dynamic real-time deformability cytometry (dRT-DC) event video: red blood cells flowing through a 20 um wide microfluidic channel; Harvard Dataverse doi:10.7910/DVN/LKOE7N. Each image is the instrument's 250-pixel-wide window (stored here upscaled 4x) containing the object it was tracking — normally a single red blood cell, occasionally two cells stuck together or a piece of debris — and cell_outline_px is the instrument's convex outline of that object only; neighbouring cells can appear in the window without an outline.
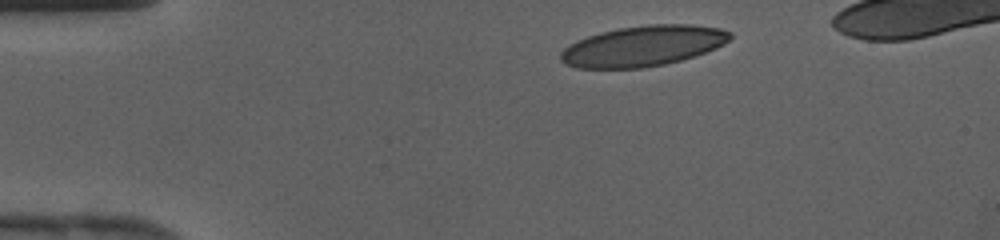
{"species": "human", "species_latin": "Homo sapiens", "temperature_condition": "cold", "stored_images_in_passage": 29, "camera_frame_rate_fps": 3000, "um_per_image_px": 0.085, "donor": {"sex": "female"}, "frame": {"image": 1, "passage_image": 1, "time_ms": 0.0, "image_size_px": [1000, 240], "cell_outline_px": [[732, 36], [724, 44], [716, 48], [680, 60], [664, 64], [644, 68], [576, 68], [564, 64], [560, 60], [560, 52], [568, 44], [576, 40], [600, 32], [620, 28], [648, 24], [692, 24], [720, 28], [732, 32]], "centroid_in_image_um": [54.63, 3.9], "position_along_channel_um": 30.4, "area_um2": 40.11}}
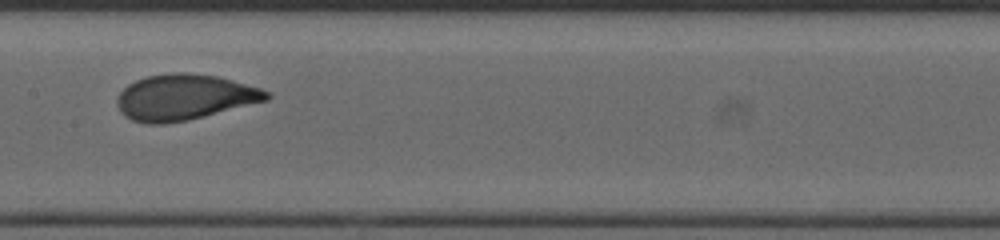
{"frame": {"image": 2, "passage_image": 15, "time_ms": 4.667, "image_size_px": [1000, 240], "cell_outline_px": [[272, 96], [268, 100], [188, 120], [164, 124], [148, 124], [132, 120], [124, 116], [120, 112], [116, 104], [116, 100], [120, 92], [128, 84], [136, 80], [148, 76], [172, 72], [184, 72], [216, 76], [232, 80], [260, 88], [268, 92]], "centroid_in_image_um": [15.64, 8.27], "position_along_channel_um": 191.8, "area_um2": 39.77}}
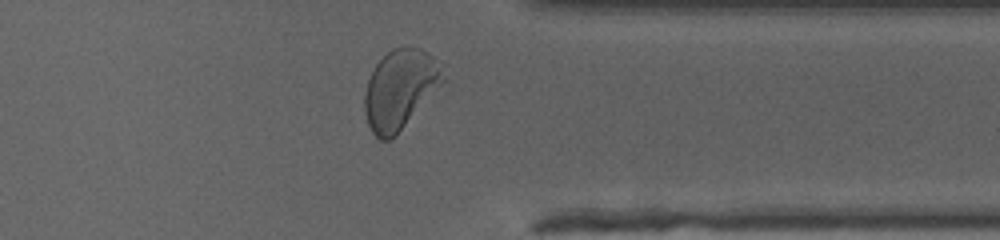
{"frame": {"image": 3, "passage_image": 27, "time_ms": 8.667, "image_size_px": [1000, 240], "cell_outline_px": [[444, 80], [396, 136], [392, 140], [380, 140], [372, 132], [368, 124], [364, 112], [364, 96], [368, 80], [376, 64], [392, 48], [404, 44], [408, 44], [420, 48], [428, 52], [440, 60], [444, 76]], "centroid_in_image_um": [34.0, 7.55], "position_along_channel_um": 377.4, "area_um2": 36.41}}